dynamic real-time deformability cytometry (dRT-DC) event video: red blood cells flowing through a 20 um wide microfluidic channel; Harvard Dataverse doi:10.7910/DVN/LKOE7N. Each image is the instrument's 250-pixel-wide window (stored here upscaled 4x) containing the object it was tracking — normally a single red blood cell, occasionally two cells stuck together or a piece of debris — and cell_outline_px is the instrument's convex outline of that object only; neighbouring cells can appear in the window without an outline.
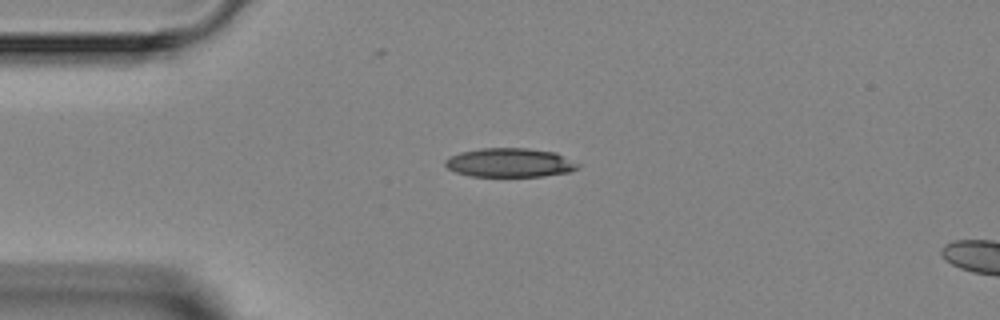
{"species": "Egyptian fruit bat (a non-hibernating species)", "species_latin": "Rousettus aegyptiacus", "temperature_condition": "room temperature", "stored_images_in_passage": 3, "segment_of_instrument_passage": [1, 2], "camera_frame_rate_fps": 3000, "um_per_image_px": 0.085, "animal": {"sex": "female"}, "frame": {"image": 1, "passage_image": 2, "time_ms": 2.0, "image_size_px": [1000, 320], "cell_outline_px": [[580, 168], [568, 172], [544, 176], [468, 176], [456, 172], [448, 168], [444, 164], [444, 160], [448, 156], [460, 152], [480, 148], [528, 148], [556, 152], [580, 164]], "centroid_in_image_um": [43.32, 13.82], "position_along_channel_um": 41.7, "area_um2": 22.6}}